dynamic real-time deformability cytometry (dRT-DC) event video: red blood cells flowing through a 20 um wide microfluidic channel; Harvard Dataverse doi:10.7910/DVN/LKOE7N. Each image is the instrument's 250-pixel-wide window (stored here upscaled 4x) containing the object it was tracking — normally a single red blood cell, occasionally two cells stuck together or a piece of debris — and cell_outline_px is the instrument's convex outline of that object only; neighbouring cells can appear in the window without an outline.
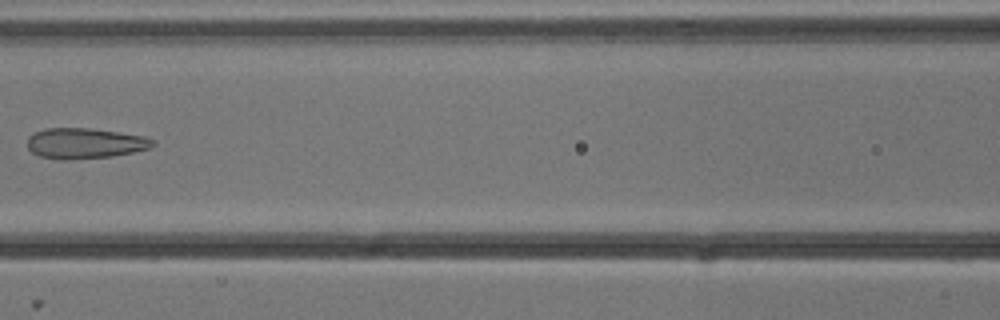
{"species": "common noctule bat (a hibernating species)", "species_latin": "Nyctalus noctula", "temperature_condition": "cold", "stored_images_in_passage": 8, "camera_frame_rate_fps": 3000, "um_per_image_px": 0.085, "animal": {"sex": "male", "body_mass_g": 13.3}, "frame": {"image": 1, "passage_image": 7, "time_ms": 2.0, "image_size_px": [1000, 320], "cell_outline_px": [[156, 144], [148, 148], [132, 152], [112, 156], [72, 160], [60, 160], [40, 156], [32, 152], [28, 148], [28, 136], [44, 128], [92, 128], [144, 136], [152, 140]], "centroid_in_image_um": [7.18, 12.18], "position_along_channel_um": 159.4, "area_um2": 22.31}}
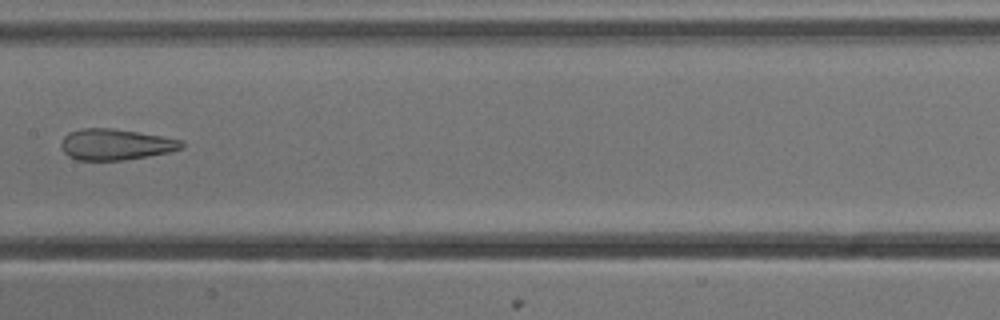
{"frame": {"image": 2, "passage_image": 8, "time_ms": 2.333, "image_size_px": [1000, 320], "cell_outline_px": [[184, 144], [180, 148], [168, 152], [148, 156], [124, 160], [76, 160], [68, 156], [64, 152], [60, 144], [64, 136], [68, 132], [84, 128], [112, 128], [184, 140]], "centroid_in_image_um": [9.79, 12.28], "position_along_channel_um": 197.6, "area_um2": 21.68}}